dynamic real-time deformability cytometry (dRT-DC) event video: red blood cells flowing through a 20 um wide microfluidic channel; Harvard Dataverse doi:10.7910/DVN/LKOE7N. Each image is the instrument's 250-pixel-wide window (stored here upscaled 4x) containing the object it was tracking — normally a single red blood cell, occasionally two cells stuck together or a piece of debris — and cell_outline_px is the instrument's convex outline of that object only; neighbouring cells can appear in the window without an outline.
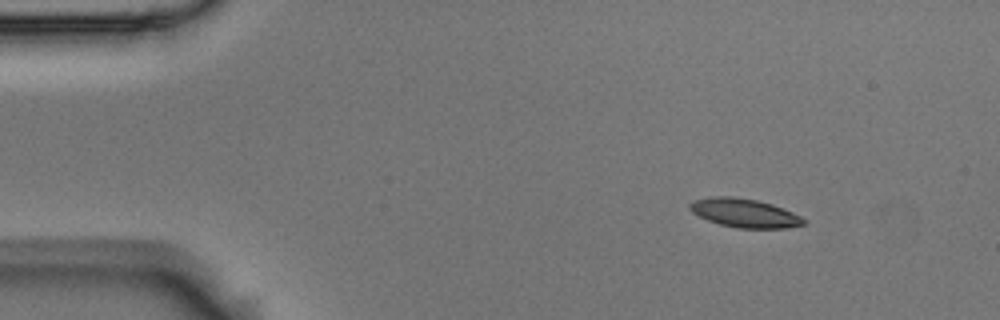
{"species": "Egyptian fruit bat (a non-hibernating species)", "species_latin": "Rousettus aegyptiacus", "temperature_condition": "room temperature", "stored_images_in_passage": 6, "camera_frame_rate_fps": 3000, "um_per_image_px": 0.085, "animal": {"sex": "male"}, "frame": {"image": 1, "passage_image": 1, "time_ms": 0.0, "image_size_px": [1000, 320], "cell_outline_px": [[808, 220], [804, 224], [788, 228], [736, 228], [720, 224], [708, 220], [692, 212], [688, 208], [688, 204], [692, 200], [712, 196], [732, 196], [756, 200], [772, 204], [792, 212]], "centroid_in_image_um": [63.27, 18.1], "position_along_channel_um": 21.7, "area_um2": 19.13}}
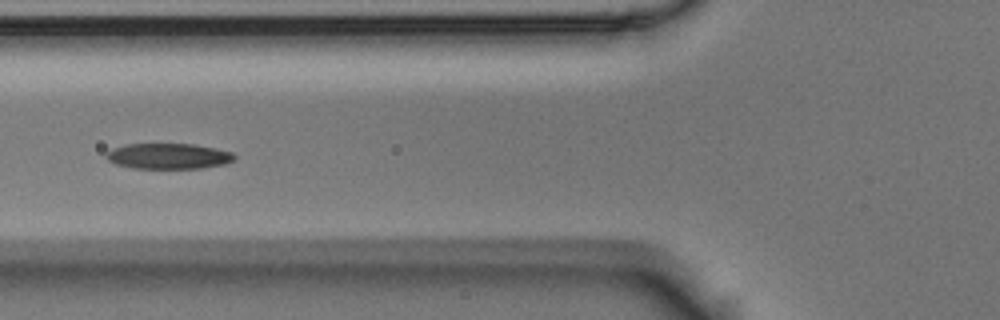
{"frame": {"image": 2, "passage_image": 5, "time_ms": 1.333, "image_size_px": [1000, 320], "cell_outline_px": [[236, 156], [228, 164], [204, 168], [132, 168], [116, 164], [108, 160], [104, 156], [104, 152], [112, 148], [124, 144], [192, 144], [216, 148], [232, 152]], "centroid_in_image_um": [14.3, 13.27], "position_along_channel_um": 111.5, "area_um2": 19.36}}
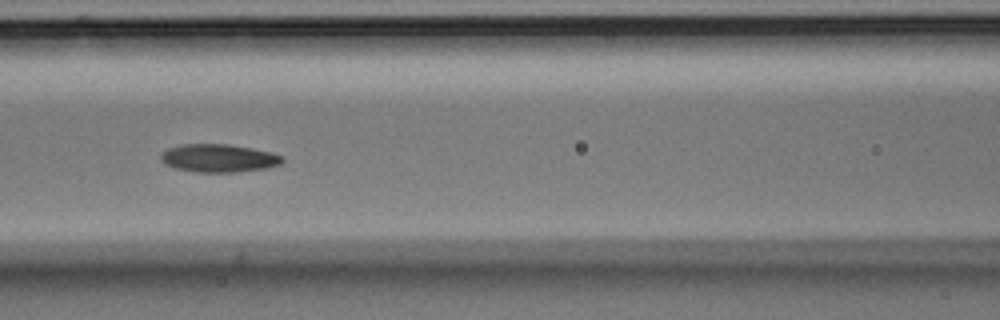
{"frame": {"image": 3, "passage_image": 6, "time_ms": 1.667, "image_size_px": [1000, 320], "cell_outline_px": [[284, 160], [280, 164], [268, 168], [232, 172], [196, 172], [176, 168], [164, 164], [160, 160], [160, 152], [168, 148], [180, 144], [228, 144], [252, 148], [272, 152], [284, 156]], "centroid_in_image_um": [18.58, 13.43], "position_along_channel_um": 148.0, "area_um2": 20.06}}